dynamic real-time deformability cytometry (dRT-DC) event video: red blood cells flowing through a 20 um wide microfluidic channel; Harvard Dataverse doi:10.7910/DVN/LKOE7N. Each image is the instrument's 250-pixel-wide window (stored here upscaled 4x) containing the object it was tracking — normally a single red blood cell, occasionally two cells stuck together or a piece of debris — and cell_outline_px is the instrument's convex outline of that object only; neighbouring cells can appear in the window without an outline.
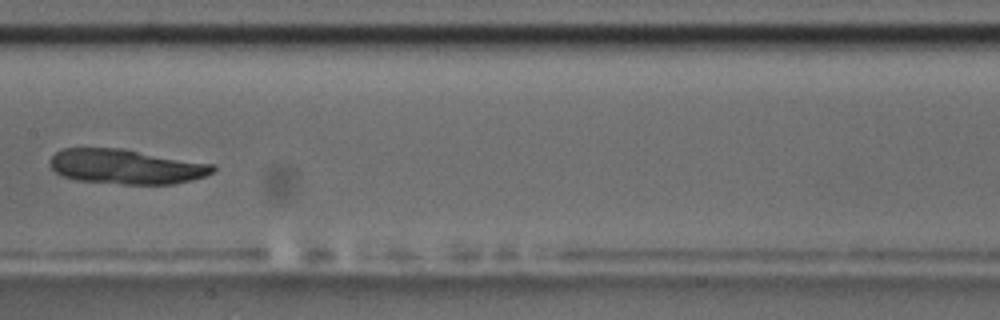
{"species": "common noctule bat (a hibernating species)", "species_latin": "Nyctalus noctula", "temperature_condition": "room temperature", "stored_images_in_passage": 14, "camera_frame_rate_fps": 3000, "um_per_image_px": 0.085, "animal": {"sex": "male", "body_mass_g": 17.5, "forearm_length_mm": 52.3}, "frame": {"image": 1, "passage_image": 7, "time_ms": 8.0, "image_size_px": [1000, 320], "cell_outline_px": [[216, 168], [212, 172], [204, 176], [192, 180], [172, 184], [124, 184], [76, 180], [60, 176], [48, 164], [48, 160], [56, 152], [64, 148], [120, 148], [216, 164]], "centroid_in_image_um": [10.7, 14.16], "position_along_channel_um": 196.7, "area_um2": 33.18}}